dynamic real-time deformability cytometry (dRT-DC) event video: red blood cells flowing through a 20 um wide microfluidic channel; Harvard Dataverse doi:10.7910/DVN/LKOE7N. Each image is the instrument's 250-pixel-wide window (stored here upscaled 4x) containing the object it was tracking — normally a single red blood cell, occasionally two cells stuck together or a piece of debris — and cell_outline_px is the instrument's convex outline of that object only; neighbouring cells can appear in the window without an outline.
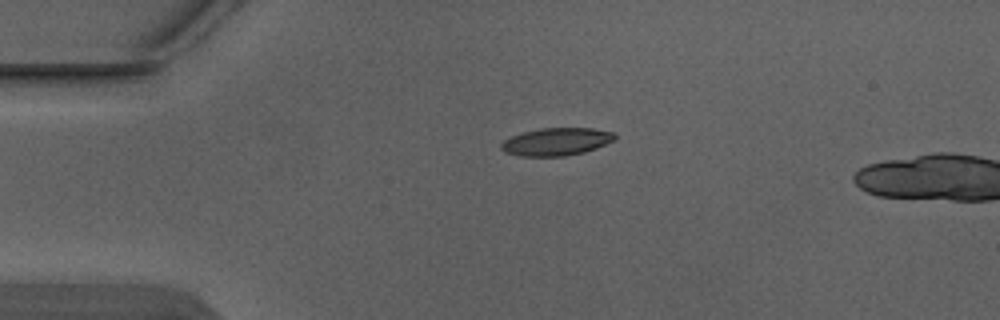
{"species": "Egyptian fruit bat (a non-hibernating species)", "species_latin": "Rousettus aegyptiacus", "temperature_condition": "warm", "stored_images_in_passage": 2, "camera_frame_rate_fps": 3000, "um_per_image_px": 0.085, "animal": {"sex": "male"}, "frame": {"image": 1, "passage_image": 1, "time_ms": 0.0, "image_size_px": [1000, 320], "cell_outline_px": [[616, 140], [596, 148], [584, 152], [564, 156], [520, 156], [504, 152], [500, 148], [500, 144], [504, 140], [512, 136], [524, 132], [540, 128], [592, 128], [612, 132], [616, 136]], "centroid_in_image_um": [47.29, 12.04], "position_along_channel_um": 37.7, "area_um2": 18.32}}